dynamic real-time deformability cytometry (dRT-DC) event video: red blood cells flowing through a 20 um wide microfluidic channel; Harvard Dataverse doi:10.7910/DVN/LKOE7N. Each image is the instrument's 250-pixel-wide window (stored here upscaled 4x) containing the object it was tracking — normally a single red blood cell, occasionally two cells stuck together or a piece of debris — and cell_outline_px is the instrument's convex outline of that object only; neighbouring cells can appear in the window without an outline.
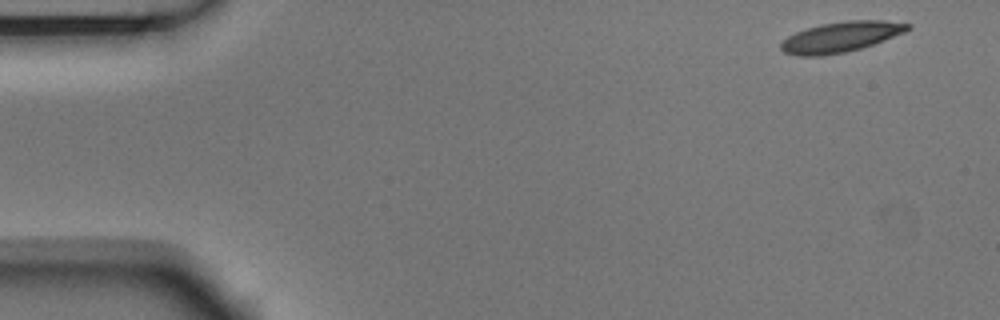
{"species": "Egyptian fruit bat (a non-hibernating species)", "species_latin": "Rousettus aegyptiacus", "temperature_condition": "room temperature", "stored_images_in_passage": 9, "camera_frame_rate_fps": 3000, "um_per_image_px": 0.085, "animal": {"sex": "male"}, "frame": {"image": 1, "passage_image": 1, "time_ms": 0.0, "image_size_px": [1000, 320], "cell_outline_px": [[912, 28], [904, 32], [884, 40], [860, 48], [844, 52], [820, 56], [796, 56], [784, 52], [780, 48], [780, 44], [788, 36], [796, 32], [820, 24], [848, 20], [884, 20], [912, 24]], "centroid_in_image_um": [71.47, 3.13], "position_along_channel_um": 13.5, "area_um2": 22.31}}
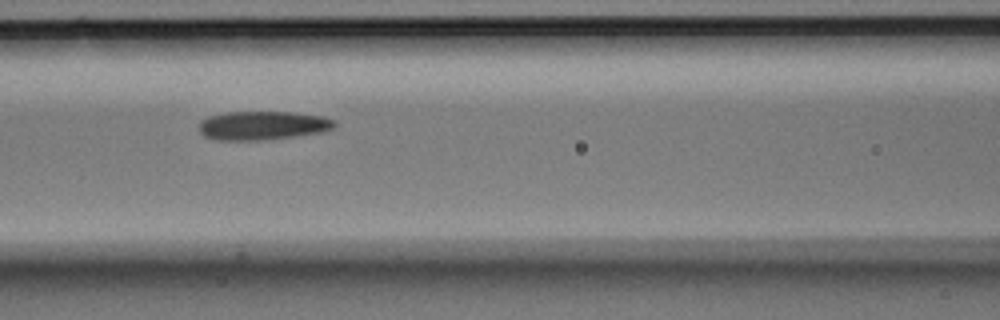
{"frame": {"image": 2, "passage_image": 6, "time_ms": 1.667, "image_size_px": [1000, 320], "cell_outline_px": [[336, 124], [332, 128], [324, 132], [260, 140], [216, 140], [204, 136], [200, 132], [200, 120], [208, 116], [224, 112], [292, 112], [320, 116], [336, 120]], "centroid_in_image_um": [22.3, 10.66], "position_along_channel_um": 144.3, "area_um2": 22.66}}
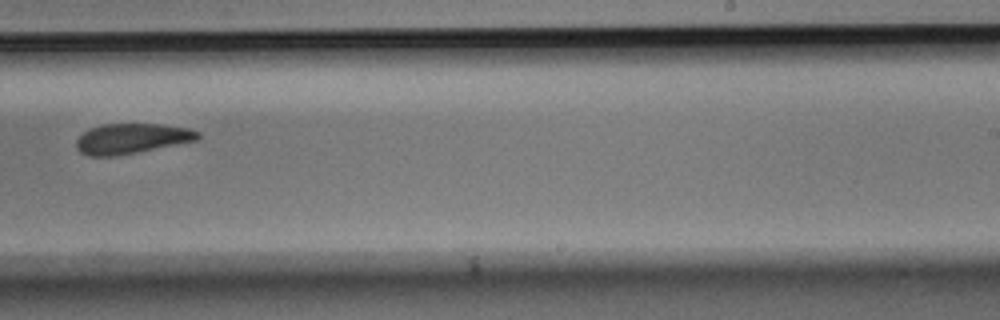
{"frame": {"image": 3, "passage_image": 9, "time_ms": 2.667, "image_size_px": [1000, 320], "cell_outline_px": [[200, 136], [196, 140], [136, 152], [112, 156], [88, 156], [80, 152], [76, 148], [76, 140], [88, 128], [100, 124], [164, 124], [192, 128], [200, 132]], "centroid_in_image_um": [11.18, 11.76], "position_along_channel_um": 277.8, "area_um2": 21.39}}